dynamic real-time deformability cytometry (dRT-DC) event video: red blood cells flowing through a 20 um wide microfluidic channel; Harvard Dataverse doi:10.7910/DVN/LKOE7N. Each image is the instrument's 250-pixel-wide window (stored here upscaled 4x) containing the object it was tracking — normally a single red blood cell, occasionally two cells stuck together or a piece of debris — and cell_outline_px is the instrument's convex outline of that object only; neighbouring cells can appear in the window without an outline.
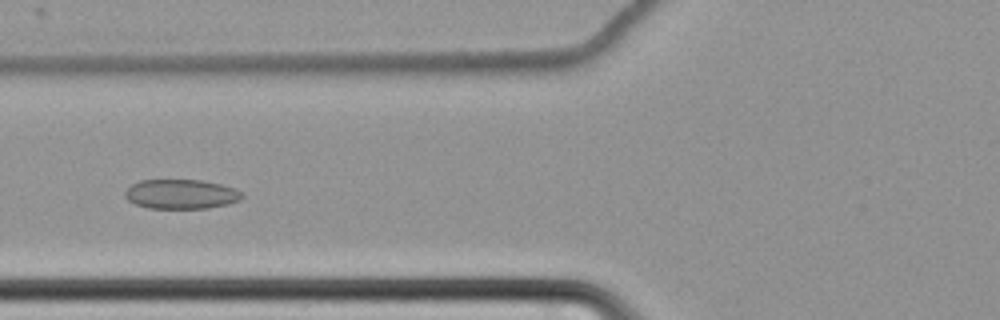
{"species": "common noctule bat (a hibernating species)", "species_latin": "Nyctalus noctula", "temperature_condition": "cold", "stored_images_in_passage": 66, "camera_frame_rate_fps": 3000, "um_per_image_px": 0.085, "animal": {"sex": "female", "body_mass_g": 22.7, "forearm_length_mm": 54.2}, "frame": {"image": 1, "passage_image": 30, "time_ms": 9.667, "image_size_px": [1000, 320], "cell_outline_px": [[244, 196], [240, 200], [228, 204], [208, 208], [148, 208], [136, 204], [128, 200], [124, 196], [124, 192], [132, 184], [140, 180], [200, 180], [220, 184], [232, 188], [240, 192]], "centroid_in_image_um": [15.37, 16.5], "position_along_channel_um": 110.4, "area_um2": 20.0}}
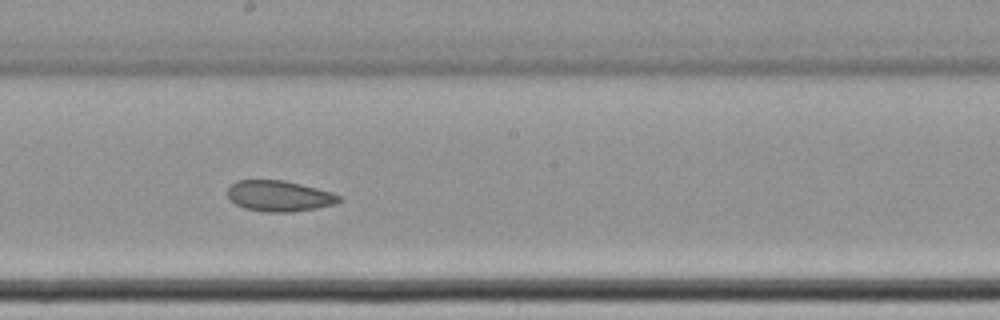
{"frame": {"image": 2, "passage_image": 40, "time_ms": 13.0, "image_size_px": [1000, 320], "cell_outline_px": [[340, 200], [332, 204], [316, 208], [288, 212], [268, 212], [244, 208], [236, 204], [228, 196], [228, 188], [236, 180], [284, 180], [332, 192], [340, 196]], "centroid_in_image_um": [23.7, 16.65], "position_along_channel_um": 224.5, "area_um2": 19.71}}
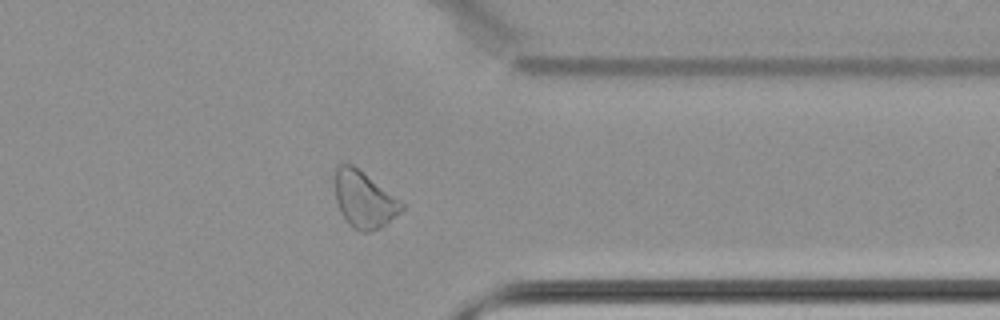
{"frame": {"image": 3, "passage_image": 54, "time_ms": 17.667, "image_size_px": [1000, 320], "cell_outline_px": [[404, 208], [400, 212], [380, 228], [368, 232], [364, 232], [352, 228], [344, 220], [340, 212], [336, 200], [336, 168], [340, 164], [352, 164], [404, 204]], "centroid_in_image_um": [30.92, 17.0], "position_along_channel_um": 380.5, "area_um2": 21.44}, "authors_computed_cell_mechanics": {"area_um2": 23.3223, "velocity_mm_per_s": 3.4266, "shape_relaxation_time_tau1_ms": null, "shape_relaxation_time_tau2_ms": 4.5041, "deformation_change_tau1": null, "deformation_change_tau2": 0.0971}}